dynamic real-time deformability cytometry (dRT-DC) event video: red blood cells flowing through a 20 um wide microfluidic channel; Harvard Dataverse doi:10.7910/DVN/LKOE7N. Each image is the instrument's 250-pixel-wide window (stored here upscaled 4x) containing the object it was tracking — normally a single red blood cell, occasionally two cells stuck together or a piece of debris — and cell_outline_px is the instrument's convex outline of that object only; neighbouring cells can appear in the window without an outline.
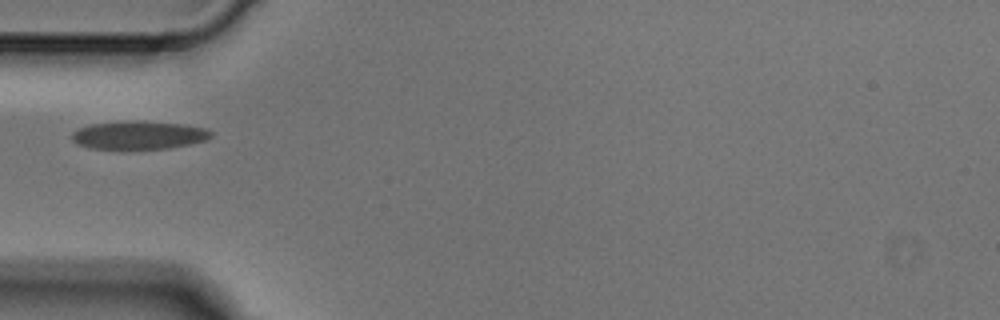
{"species": "Egyptian fruit bat (a non-hibernating species)", "species_latin": "Rousettus aegyptiacus", "temperature_condition": "cold", "stored_images_in_passage": 1, "camera_frame_rate_fps": 3000, "um_per_image_px": 0.085, "animal": {"sex": "male"}, "frame": {"image": 1, "passage_image": 1, "time_ms": 0.0, "image_size_px": [1000, 320], "cell_outline_px": [[212, 136], [204, 140], [188, 144], [168, 148], [120, 152], [88, 148], [76, 144], [72, 140], [72, 132], [80, 128], [92, 124], [124, 120], [140, 120], [180, 124], [204, 128], [212, 132]], "centroid_in_image_um": [11.7, 11.52], "position_along_channel_um": 73.3, "area_um2": 23.81}}